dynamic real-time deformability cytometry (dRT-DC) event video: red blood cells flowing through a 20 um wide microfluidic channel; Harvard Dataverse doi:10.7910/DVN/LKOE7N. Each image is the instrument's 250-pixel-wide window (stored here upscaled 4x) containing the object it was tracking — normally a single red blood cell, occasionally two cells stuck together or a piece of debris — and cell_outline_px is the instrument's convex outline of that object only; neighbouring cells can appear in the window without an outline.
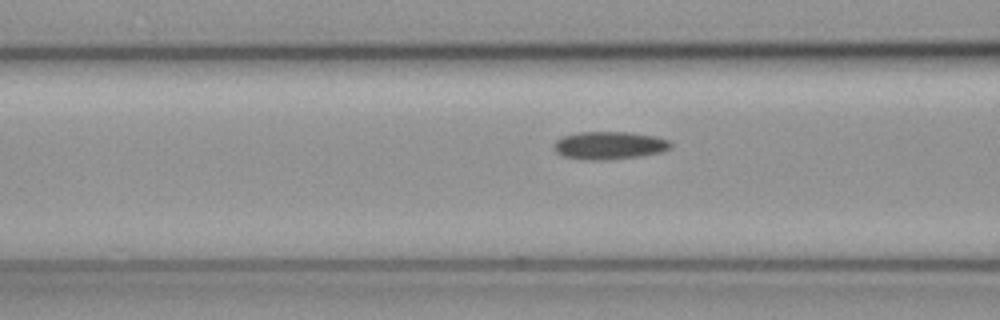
{"species": "common noctule bat (a hibernating species)", "species_latin": "Nyctalus noctula", "temperature_condition": "cold", "stored_images_in_passage": 41, "camera_frame_rate_fps": 3000, "um_per_image_px": 0.085, "animal": {"sex": "female", "body_mass_g": 19.3, "forearm_length_mm": 54.1}, "frame": {"image": 1, "passage_image": 18, "time_ms": 5.667, "image_size_px": [1000, 320], "cell_outline_px": [[672, 148], [664, 152], [640, 156], [604, 160], [592, 160], [564, 156], [556, 152], [552, 148], [552, 144], [560, 136], [580, 132], [628, 132], [656, 136], [668, 140], [672, 144]], "centroid_in_image_um": [51.79, 12.35], "position_along_channel_um": 114.8, "area_um2": 19.13}}
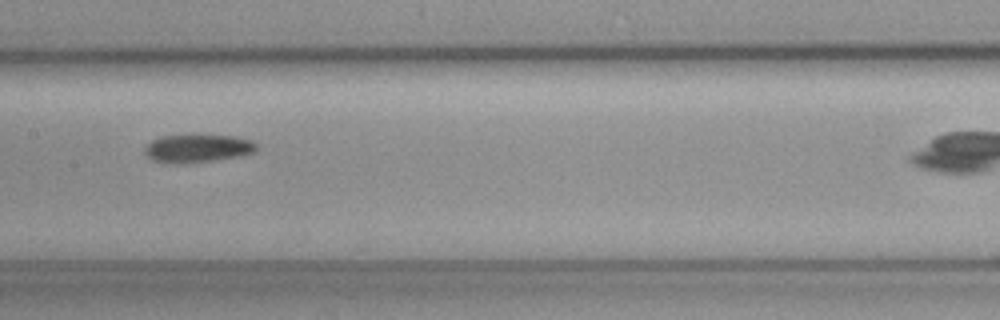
{"frame": {"image": 2, "passage_image": 24, "time_ms": 7.667, "image_size_px": [1000, 320], "cell_outline_px": [[256, 152], [240, 156], [212, 160], [180, 164], [168, 164], [152, 160], [144, 152], [144, 148], [152, 140], [160, 136], [192, 132], [236, 136], [252, 140], [256, 144]], "centroid_in_image_um": [16.78, 12.56], "position_along_channel_um": 190.6, "area_um2": 19.25}}
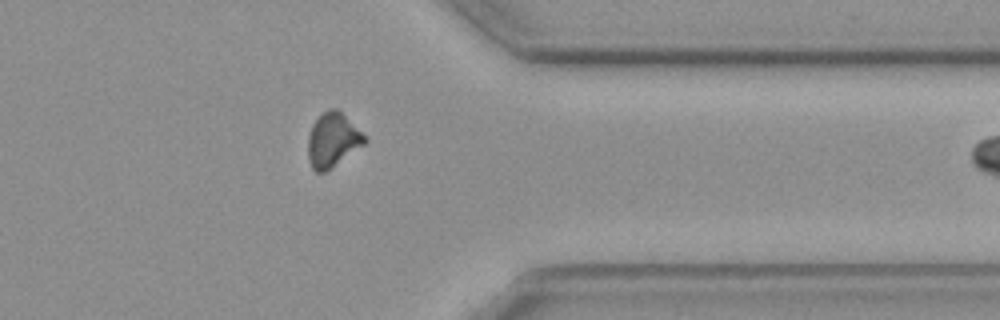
{"frame": {"image": 3, "passage_image": 40, "time_ms": 13.0, "image_size_px": [1000, 320], "cell_outline_px": [[368, 140], [364, 144], [324, 172], [316, 172], [312, 168], [308, 160], [308, 136], [312, 124], [320, 112], [332, 108], [336, 108]], "centroid_in_image_um": [28.22, 11.89], "position_along_channel_um": 383.2, "area_um2": 17.46}}